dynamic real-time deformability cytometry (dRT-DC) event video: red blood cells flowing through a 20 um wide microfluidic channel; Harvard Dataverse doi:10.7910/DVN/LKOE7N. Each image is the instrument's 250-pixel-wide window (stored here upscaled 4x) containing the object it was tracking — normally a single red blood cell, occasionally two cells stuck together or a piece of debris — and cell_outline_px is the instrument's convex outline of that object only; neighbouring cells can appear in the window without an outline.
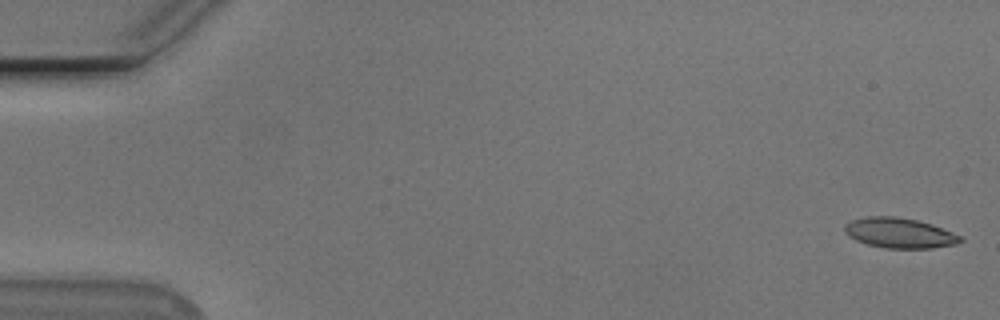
{"species": "Egyptian fruit bat (a non-hibernating species)", "species_latin": "Rousettus aegyptiacus", "temperature_condition": "cold", "stored_images_in_passage": 54, "camera_frame_rate_fps": 3000, "um_per_image_px": 0.085, "animal": {"sex": "male"}, "frame": {"image": 1, "passage_image": 1, "time_ms": 0.0, "image_size_px": [1000, 320], "cell_outline_px": [[964, 240], [956, 244], [932, 248], [884, 248], [868, 244], [856, 240], [848, 236], [844, 232], [844, 224], [852, 220], [868, 216], [896, 216], [916, 220], [932, 224], [952, 232], [960, 236]], "centroid_in_image_um": [76.44, 19.8], "position_along_channel_um": 8.6, "area_um2": 20.35}}
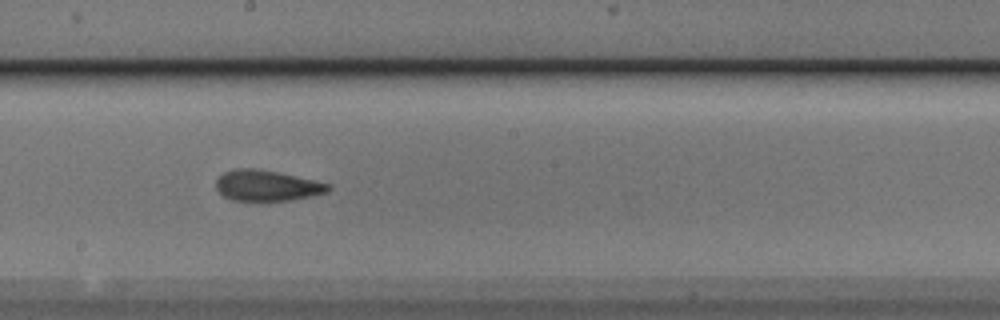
{"frame": {"image": 2, "passage_image": 30, "time_ms": 9.667, "image_size_px": [1000, 320], "cell_outline_px": [[332, 188], [328, 192], [292, 200], [232, 200], [224, 196], [216, 188], [216, 180], [224, 172], [236, 168], [256, 168], [276, 172], [332, 184]], "centroid_in_image_um": [22.7, 15.77], "position_along_channel_um": 225.5, "area_um2": 19.94}}
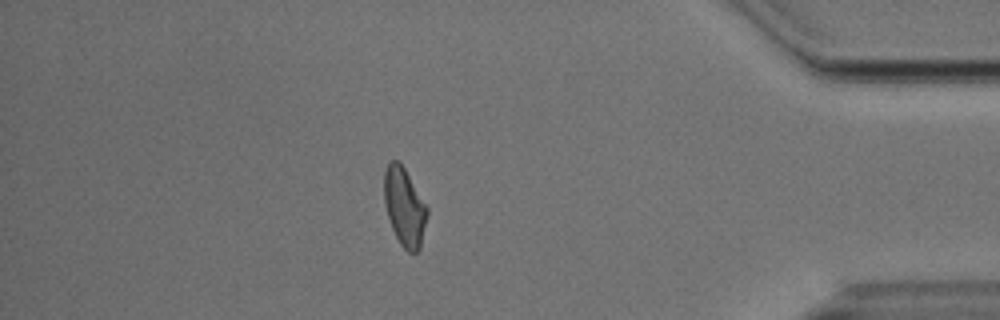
{"frame": {"image": 3, "passage_image": 47, "time_ms": 15.333, "image_size_px": [1000, 320], "cell_outline_px": [[428, 212], [420, 248], [416, 252], [408, 252], [400, 244], [392, 228], [388, 216], [384, 200], [384, 172], [388, 164], [392, 160], [396, 160], [404, 168], [428, 208]], "centroid_in_image_um": [34.38, 17.6], "position_along_channel_um": 400.8, "area_um2": 19.25}, "authors_computed_cell_mechanics": {"area_um2": 20.23, "velocity_mm_per_s": 3.778, "shape_relaxation_time_tau1_ms": 7.143, "shape_relaxation_time_tau2_ms": 2.4895, "deformation_change_tau1": 0.165, "deformation_change_tau2": 0.0846}}